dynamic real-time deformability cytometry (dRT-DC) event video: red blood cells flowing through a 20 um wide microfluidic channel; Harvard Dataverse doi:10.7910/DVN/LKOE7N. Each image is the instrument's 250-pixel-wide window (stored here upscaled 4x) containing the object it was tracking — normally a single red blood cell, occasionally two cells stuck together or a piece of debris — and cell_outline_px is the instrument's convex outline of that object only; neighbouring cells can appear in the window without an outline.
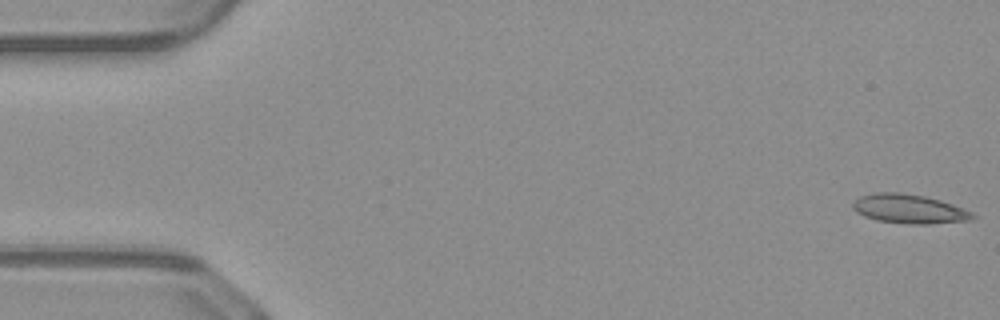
{"species": "common noctule bat (a hibernating species)", "species_latin": "Nyctalus noctula", "temperature_condition": "warm", "stored_images_in_passage": 50, "camera_frame_rate_fps": 3000, "um_per_image_px": 0.085, "animal": {"sex": "male", "body_mass_g": 23.1, "forearm_length_mm": 52.7}, "frame": {"image": 1, "passage_image": 1, "time_ms": 0.0, "image_size_px": [1000, 320], "cell_outline_px": [[980, 216], [972, 220], [928, 224], [908, 224], [876, 220], [864, 216], [856, 212], [852, 208], [852, 204], [860, 196], [872, 192], [900, 192], [924, 196], [940, 200], [964, 208]], "centroid_in_image_um": [77.3, 17.76], "position_along_channel_um": 7.7, "area_um2": 20.58}}
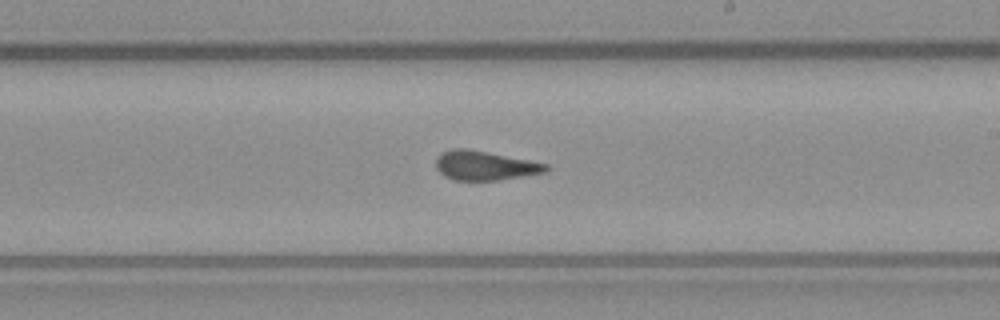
{"frame": {"image": 2, "passage_image": 29, "time_ms": 9.333, "image_size_px": [1000, 320], "cell_outline_px": [[548, 168], [544, 172], [496, 180], [452, 180], [444, 176], [436, 168], [436, 156], [440, 152], [452, 148], [468, 148], [548, 164]], "centroid_in_image_um": [41.12, 14.06], "position_along_channel_um": 247.9, "area_um2": 18.67}}
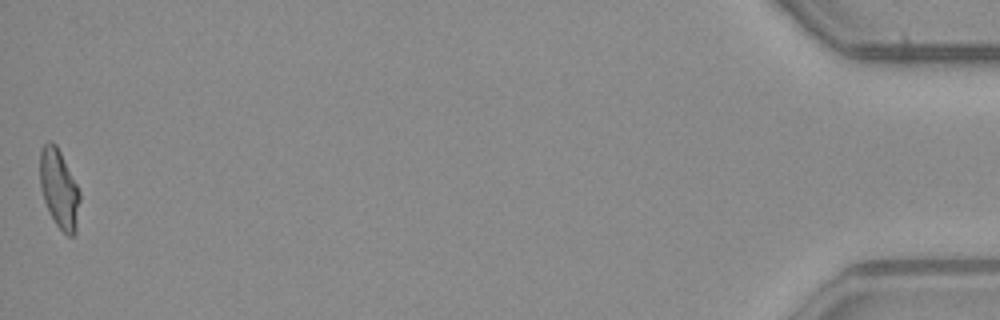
{"frame": {"image": 3, "passage_image": 50, "time_ms": 16.333, "image_size_px": [1000, 320], "cell_outline_px": [[80, 200], [76, 232], [72, 236], [68, 236], [56, 224], [44, 200], [40, 188], [40, 148], [48, 140], [52, 140], [56, 144], [80, 192]], "centroid_in_image_um": [5.02, 16.03], "position_along_channel_um": 430.2, "area_um2": 18.15}, "authors_computed_cell_mechanics": {"area_um2": 19.074, "velocity_mm_per_s": 4.1131, "shape_relaxation_time_tau1_ms": null, "shape_relaxation_time_tau2_ms": 1.125, "deformation_change_tau1": null, "deformation_change_tau2": 0.0651}}